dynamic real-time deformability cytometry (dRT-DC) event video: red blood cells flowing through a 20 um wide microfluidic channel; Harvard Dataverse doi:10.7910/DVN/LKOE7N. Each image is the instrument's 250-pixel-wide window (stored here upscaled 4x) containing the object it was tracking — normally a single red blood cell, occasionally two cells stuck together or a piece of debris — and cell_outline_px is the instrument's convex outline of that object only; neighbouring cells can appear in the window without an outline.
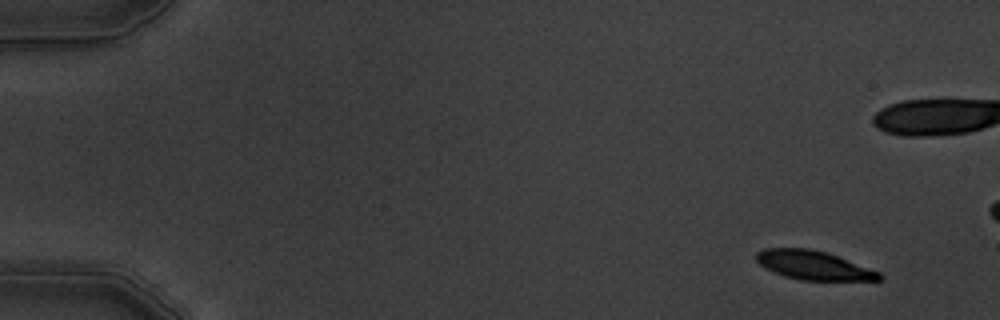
{"species": "common noctule bat (a hibernating species)", "species_latin": "Nyctalus noctula", "temperature_condition": "warm", "stored_images_in_passage": 5, "camera_frame_rate_fps": 3000, "um_per_image_px": 0.085, "animal": {"sex": "male", "body_mass_g": 19.5, "forearm_length_mm": 54.6}, "frame": {"image": 1, "passage_image": 1, "time_ms": 0.0, "image_size_px": [1000, 320], "cell_outline_px": [[884, 276], [880, 280], [804, 280], [784, 276], [764, 268], [756, 260], [756, 252], [764, 248], [808, 248], [828, 252], [880, 272]], "centroid_in_image_um": [69.14, 22.54], "position_along_channel_um": 15.9, "area_um2": 20.75}}